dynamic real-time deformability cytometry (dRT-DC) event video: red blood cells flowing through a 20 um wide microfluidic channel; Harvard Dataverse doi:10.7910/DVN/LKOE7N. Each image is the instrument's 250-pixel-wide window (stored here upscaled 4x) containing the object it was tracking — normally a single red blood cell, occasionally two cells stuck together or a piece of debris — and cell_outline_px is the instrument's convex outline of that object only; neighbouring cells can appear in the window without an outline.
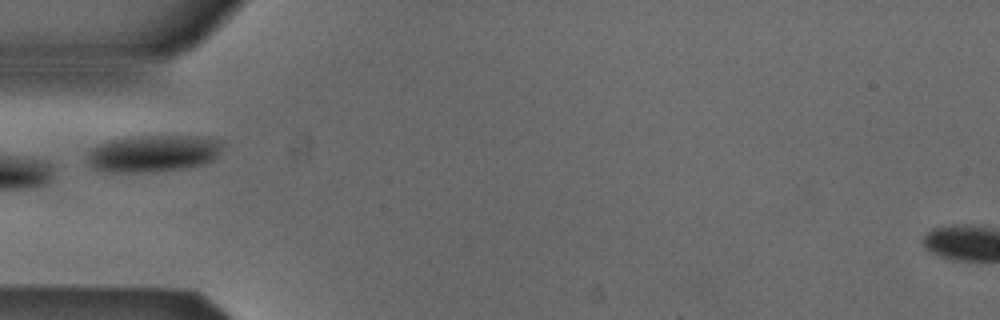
{"species": "Egyptian fruit bat (a non-hibernating species)", "species_latin": "Rousettus aegyptiacus", "temperature_condition": "cold", "stored_images_in_passage": 5, "camera_frame_rate_fps": 3000, "um_per_image_px": 0.085, "animal": {"sex": "male"}, "frame": {"image": 1, "passage_image": 5, "time_ms": 1.333, "image_size_px": [1000, 320], "cell_outline_px": [[224, 144], [220, 152], [212, 160], [204, 164], [184, 168], [156, 172], [104, 172], [92, 168], [88, 164], [88, 152], [92, 148], [108, 140], [132, 136], [208, 136], [220, 140]], "centroid_in_image_um": [13.03, 13.04], "position_along_channel_um": 72.0, "area_um2": 29.54}}